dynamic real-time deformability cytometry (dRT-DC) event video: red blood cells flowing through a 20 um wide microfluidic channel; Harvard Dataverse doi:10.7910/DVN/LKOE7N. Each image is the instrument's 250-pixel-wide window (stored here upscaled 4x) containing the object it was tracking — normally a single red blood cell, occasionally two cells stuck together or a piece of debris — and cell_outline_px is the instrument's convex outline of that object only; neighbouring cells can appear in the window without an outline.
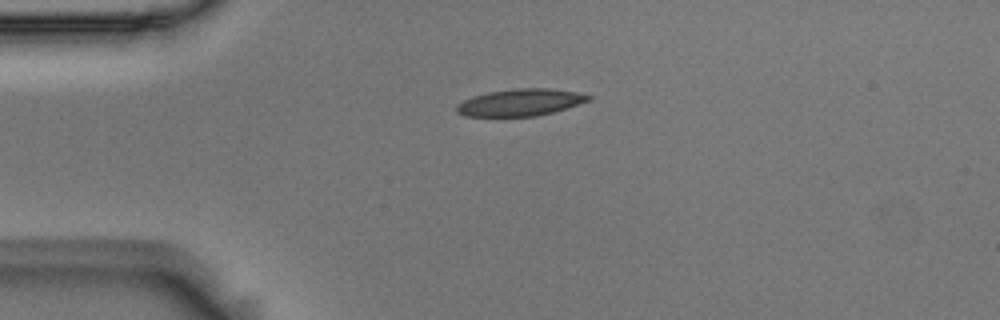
{"species": "Egyptian fruit bat (a non-hibernating species)", "species_latin": "Rousettus aegyptiacus", "temperature_condition": "room temperature", "stored_images_in_passage": 43, "camera_frame_rate_fps": 3000, "um_per_image_px": 0.085, "animal": {"sex": "male"}, "frame": {"image": 1, "passage_image": 1, "time_ms": 0.0, "image_size_px": [1000, 320], "cell_outline_px": [[592, 100], [552, 112], [536, 116], [464, 116], [456, 112], [456, 104], [472, 96], [488, 92], [516, 88], [548, 88], [576, 92], [592, 96]], "centroid_in_image_um": [44.21, 8.7], "position_along_channel_um": 40.8, "area_um2": 20.69}}
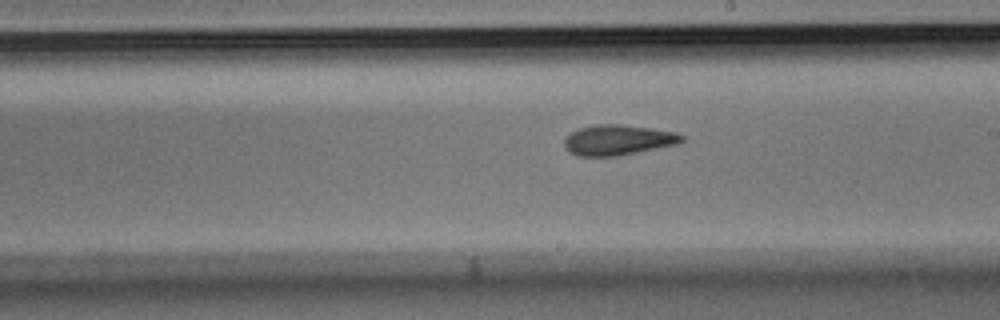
{"frame": {"image": 2, "passage_image": 19, "time_ms": 6.0, "image_size_px": [1000, 320], "cell_outline_px": [[684, 140], [676, 144], [616, 156], [576, 156], [568, 152], [564, 148], [564, 136], [580, 128], [596, 124], [620, 124], [652, 128], [676, 132], [684, 136]], "centroid_in_image_um": [52.48, 11.89], "position_along_channel_um": 236.5, "area_um2": 20.81}}
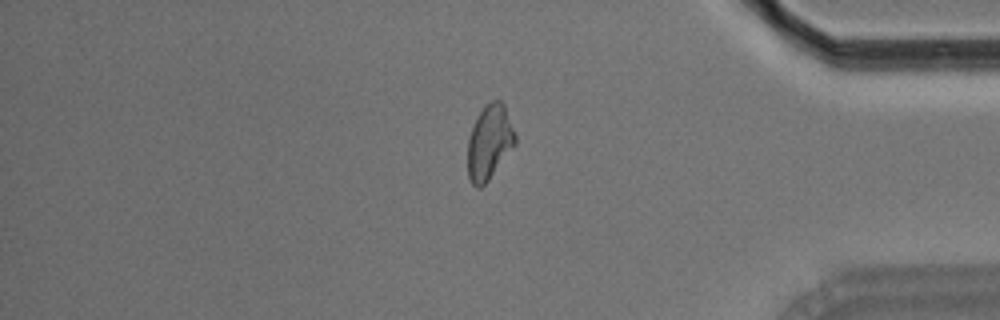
{"frame": {"image": 3, "passage_image": 34, "time_ms": 11.0, "image_size_px": [1000, 320], "cell_outline_px": [[516, 144], [488, 180], [480, 188], [476, 188], [472, 184], [468, 176], [468, 140], [472, 128], [480, 112], [492, 100], [500, 100], [504, 104], [516, 132]], "centroid_in_image_um": [41.62, 12.1], "position_along_channel_um": 393.6, "area_um2": 20.46}, "authors_computed_cell_mechanics": {"area_um2": 20.6346, "velocity_mm_per_s": 3.6702, "shape_relaxation_time_tau1_ms": null, "shape_relaxation_time_tau2_ms": 4.052, "deformation_change_tau1": null, "deformation_change_tau2": 0.1149}}